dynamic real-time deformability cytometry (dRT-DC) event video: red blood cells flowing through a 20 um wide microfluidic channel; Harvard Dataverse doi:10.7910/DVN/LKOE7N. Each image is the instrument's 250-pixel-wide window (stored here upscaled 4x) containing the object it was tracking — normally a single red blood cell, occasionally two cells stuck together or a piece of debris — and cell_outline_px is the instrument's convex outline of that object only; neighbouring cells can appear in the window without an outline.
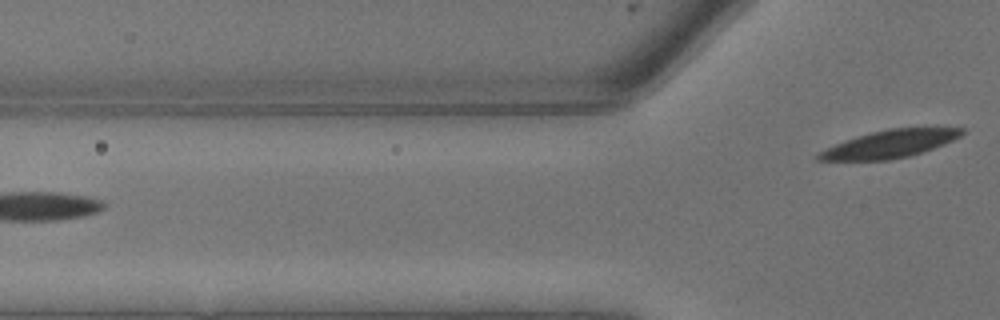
{"species": "common noctule bat (a hibernating species)", "species_latin": "Nyctalus noctula", "temperature_condition": "warm", "stored_images_in_passage": 5, "segment_of_instrument_passage": [2, 2], "camera_frame_rate_fps": 3000, "um_per_image_px": 0.085, "animal": {"sex": "male", "body_mass_g": 13.3}, "frame": {"image": 1, "passage_image": 5, "time_ms": 1.333, "image_size_px": [1000, 320], "cell_outline_px": [[968, 132], [944, 144], [908, 156], [888, 160], [816, 160], [816, 156], [820, 152], [836, 144], [872, 132], [888, 128], [964, 128]], "centroid_in_image_um": [75.68, 12.23], "position_along_channel_um": 50.1, "area_um2": 22.48}}